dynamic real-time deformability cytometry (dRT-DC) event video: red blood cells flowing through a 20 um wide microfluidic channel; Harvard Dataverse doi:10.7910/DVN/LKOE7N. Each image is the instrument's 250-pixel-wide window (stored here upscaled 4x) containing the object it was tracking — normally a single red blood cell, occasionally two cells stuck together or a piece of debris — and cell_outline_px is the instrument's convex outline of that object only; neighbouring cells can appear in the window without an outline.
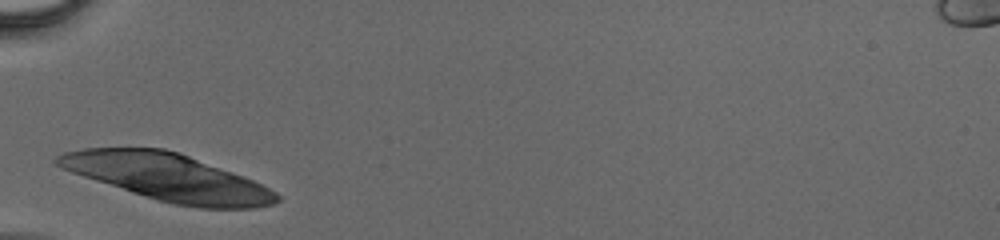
{"species": "human", "species_latin": "Homo sapiens", "temperature_condition": "cold", "stored_images_in_passage": 24, "segment_of_instrument_passage": [1, 2], "camera_frame_rate_fps": 3000, "um_per_image_px": 0.085, "donor": {"sex": "male"}, "frame": {"image": 1, "passage_image": 1, "time_ms": 0.0, "image_size_px": [1000, 240], "cell_outline_px": [[280, 200], [276, 204], [256, 208], [200, 208], [172, 204], [156, 200], [72, 172], [56, 164], [52, 160], [56, 156], [64, 152], [84, 148], [164, 148], [180, 152], [244, 176], [276, 192], [280, 196]], "centroid_in_image_um": [14.3, 15.07], "position_along_channel_um": 70.7, "area_um2": 59.77}}